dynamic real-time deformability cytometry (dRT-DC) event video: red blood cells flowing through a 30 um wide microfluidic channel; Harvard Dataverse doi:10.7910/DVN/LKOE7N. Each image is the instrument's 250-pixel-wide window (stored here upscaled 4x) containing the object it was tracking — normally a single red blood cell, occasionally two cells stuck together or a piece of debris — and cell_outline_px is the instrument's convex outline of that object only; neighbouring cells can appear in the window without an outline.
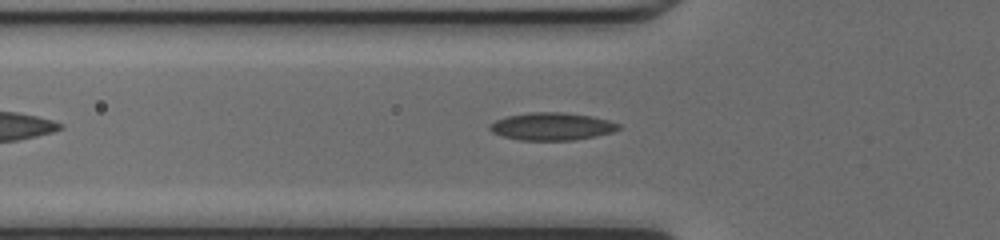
{"species": "common noctule bat (a hibernating species)", "species_latin": "Nyctalus noctula", "temperature_condition": "cold", "stored_images_in_passage": 36, "camera_frame_rate_fps": 3000, "um_per_image_px": 0.085, "animal": {"sex": "female", "body_mass_g": 17.0, "forearm_length_mm": 48.0}, "frame": {"image": 1, "passage_image": 8, "time_ms": 2.333, "image_size_px": [1000, 240], "cell_outline_px": [[620, 128], [612, 132], [596, 136], [572, 140], [520, 140], [500, 136], [492, 132], [488, 128], [496, 120], [508, 116], [528, 112], [564, 112], [592, 116], [608, 120], [620, 124]], "centroid_in_image_um": [46.91, 10.74], "position_along_channel_um": 78.9, "area_um2": 20.69}}
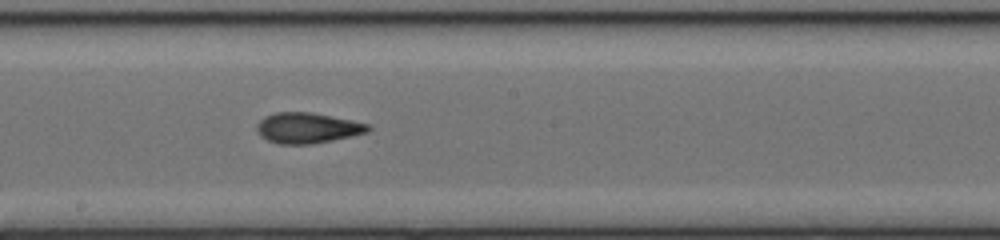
{"frame": {"image": 2, "passage_image": 18, "time_ms": 5.667, "image_size_px": [1000, 240], "cell_outline_px": [[372, 128], [368, 132], [332, 140], [312, 144], [280, 144], [268, 140], [260, 136], [256, 128], [256, 124], [264, 116], [276, 112], [312, 112], [368, 124]], "centroid_in_image_um": [26.09, 10.87], "position_along_channel_um": 222.1, "area_um2": 19.71}}
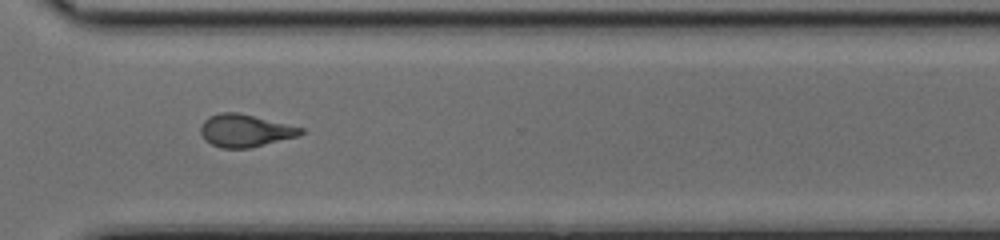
{"frame": {"image": 3, "passage_image": 27, "time_ms": 8.667, "image_size_px": [1000, 240], "cell_outline_px": [[304, 132], [300, 136], [252, 148], [220, 148], [204, 140], [200, 132], [200, 128], [204, 120], [208, 116], [220, 112], [236, 112], [304, 128]], "centroid_in_image_um": [20.83, 11.11], "position_along_channel_um": 349.8, "area_um2": 19.13}, "authors_computed_cell_mechanics": {"area_um2": 19.5942, "velocity_mm_per_s": 4.2696, "shape_relaxation_time_tau1_ms": null, "shape_relaxation_time_tau2_ms": 1.7738, "deformation_change_tau1": null, "deformation_change_tau2": 0.0883}}